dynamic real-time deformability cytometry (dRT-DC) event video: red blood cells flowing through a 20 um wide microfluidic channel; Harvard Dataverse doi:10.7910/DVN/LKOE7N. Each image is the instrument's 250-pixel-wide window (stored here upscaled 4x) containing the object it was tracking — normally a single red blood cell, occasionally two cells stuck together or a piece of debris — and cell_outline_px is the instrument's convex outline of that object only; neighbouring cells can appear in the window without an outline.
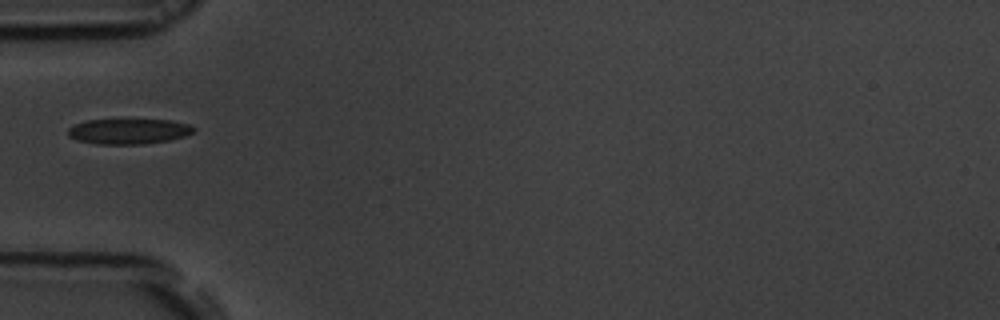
{"species": "common noctule bat (a hibernating species)", "species_latin": "Nyctalus noctula", "temperature_condition": "room temperature", "stored_images_in_passage": 38, "camera_frame_rate_fps": 3000, "um_per_image_px": 0.085, "animal": {"sex": "male", "body_mass_g": 19.5, "forearm_length_mm": 54.6}, "frame": {"image": 1, "passage_image": 1, "time_ms": 0.0, "image_size_px": [1000, 320], "cell_outline_px": [[196, 128], [192, 132], [184, 136], [168, 140], [144, 144], [96, 144], [76, 140], [68, 136], [68, 128], [72, 124], [88, 120], [172, 120], [188, 124]], "centroid_in_image_um": [10.89, 11.16], "position_along_channel_um": 74.1, "area_um2": 18.55}}
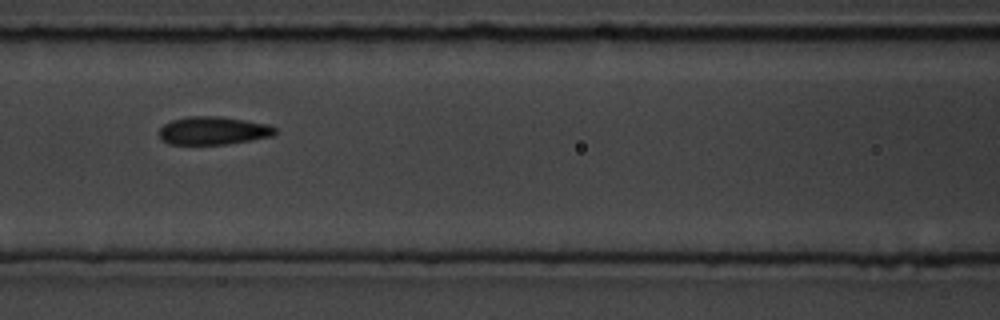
{"frame": {"image": 2, "passage_image": 7, "time_ms": 2.0, "image_size_px": [1000, 320], "cell_outline_px": [[276, 132], [272, 136], [252, 140], [228, 144], [168, 144], [160, 140], [160, 128], [164, 124], [172, 120], [188, 116], [220, 116], [268, 124], [276, 128]], "centroid_in_image_um": [18.11, 11.1], "position_along_channel_um": 148.5, "area_um2": 19.02}}
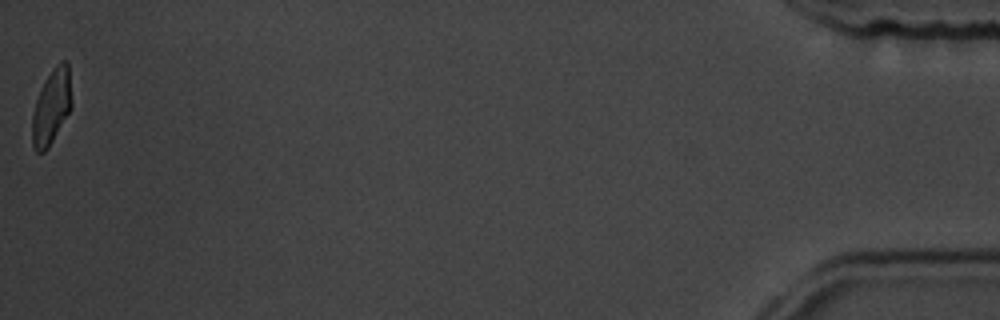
{"frame": {"image": 3, "passage_image": 38, "time_ms": 12.333, "image_size_px": [1000, 320], "cell_outline_px": [[72, 108], [48, 148], [44, 152], [36, 152], [32, 144], [32, 112], [36, 100], [44, 80], [52, 68], [60, 60], [64, 60], [68, 64], [72, 104]], "centroid_in_image_um": [4.37, 9.06], "position_along_channel_um": 430.8, "area_um2": 17.4}}